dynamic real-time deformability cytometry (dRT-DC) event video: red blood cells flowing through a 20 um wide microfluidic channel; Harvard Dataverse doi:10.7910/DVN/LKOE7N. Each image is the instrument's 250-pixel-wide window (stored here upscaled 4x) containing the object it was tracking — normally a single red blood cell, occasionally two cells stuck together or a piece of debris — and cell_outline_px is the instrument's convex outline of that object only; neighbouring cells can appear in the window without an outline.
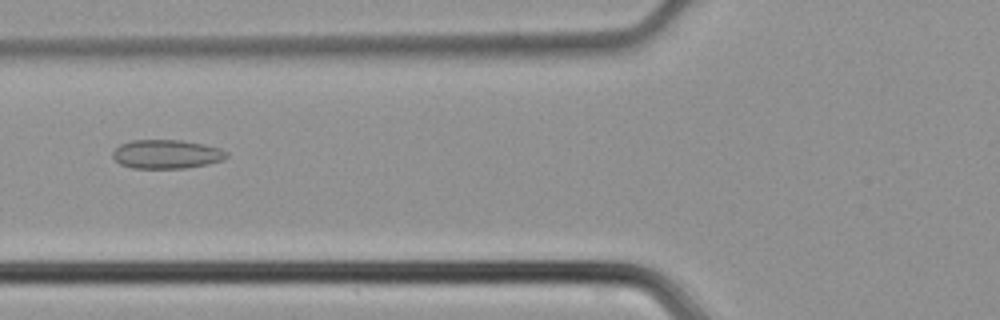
{"species": "common noctule bat (a hibernating species)", "species_latin": "Nyctalus noctula", "temperature_condition": "cold", "stored_images_in_passage": 46, "camera_frame_rate_fps": 3000, "um_per_image_px": 0.085, "animal": {"sex": "male", "body_mass_g": 21.5, "forearm_length_mm": 52.0}, "frame": {"image": 1, "passage_image": 18, "time_ms": 5.667, "image_size_px": [1000, 320], "cell_outline_px": [[228, 156], [224, 160], [208, 164], [184, 168], [132, 168], [120, 164], [112, 156], [112, 152], [120, 144], [132, 140], [180, 140], [204, 144], [220, 148], [228, 152]], "centroid_in_image_um": [14.17, 13.1], "position_along_channel_um": 111.6, "area_um2": 19.25}}
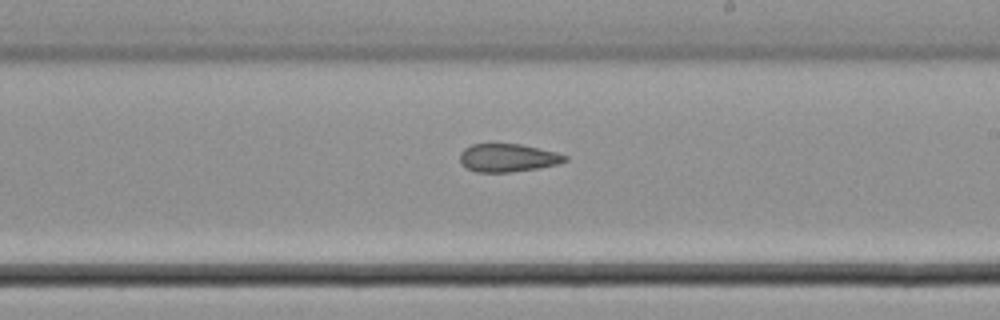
{"frame": {"image": 2, "passage_image": 27, "time_ms": 8.667, "image_size_px": [1000, 320], "cell_outline_px": [[568, 160], [560, 164], [540, 168], [508, 172], [476, 172], [468, 168], [460, 160], [460, 152], [464, 148], [472, 144], [520, 144], [556, 152], [568, 156]], "centroid_in_image_um": [43.2, 13.41], "position_along_channel_um": 245.8, "area_um2": 17.17}}
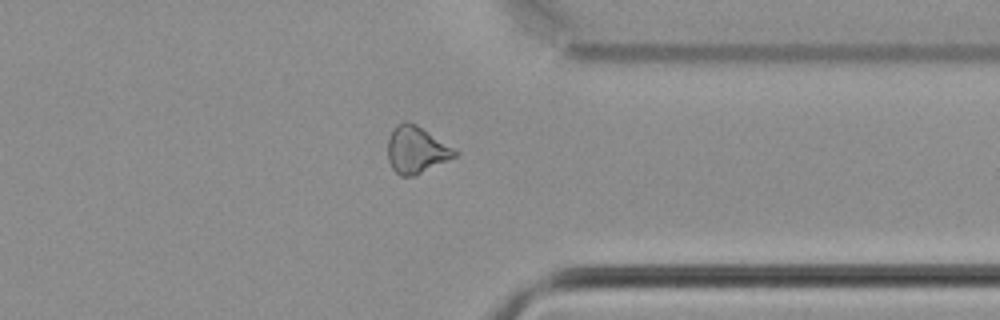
{"frame": {"image": 3, "passage_image": 36, "time_ms": 11.667, "image_size_px": [1000, 320], "cell_outline_px": [[460, 152], [456, 156], [416, 176], [400, 176], [392, 168], [388, 160], [388, 136], [392, 128], [396, 124], [404, 120], [408, 120], [416, 124]], "centroid_in_image_um": [35.36, 12.72], "position_along_channel_um": 376.0, "area_um2": 18.55}}